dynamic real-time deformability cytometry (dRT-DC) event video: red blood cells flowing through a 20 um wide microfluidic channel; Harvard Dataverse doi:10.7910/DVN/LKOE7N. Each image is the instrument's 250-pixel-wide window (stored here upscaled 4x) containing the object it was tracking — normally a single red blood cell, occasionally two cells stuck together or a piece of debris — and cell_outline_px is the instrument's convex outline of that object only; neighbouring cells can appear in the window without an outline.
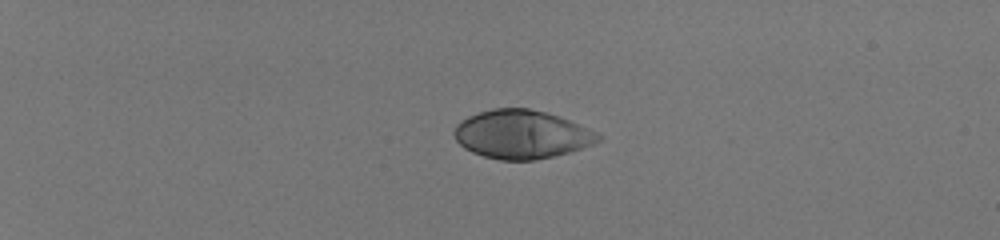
{"species": "human", "species_latin": "Homo sapiens", "temperature_condition": "room temperature", "stored_images_in_passage": 40, "camera_frame_rate_fps": 3000, "um_per_image_px": 0.085, "donor": {"sex": "male"}, "frame": {"image": 1, "passage_image": 1, "time_ms": 0.0, "image_size_px": [1000, 240], "cell_outline_px": [[604, 136], [600, 140], [592, 144], [568, 152], [536, 160], [500, 160], [484, 156], [472, 152], [464, 148], [456, 140], [452, 132], [456, 124], [460, 120], [468, 116], [492, 108], [528, 108], [548, 112], [560, 116], [588, 128]], "centroid_in_image_um": [44.32, 11.41], "position_along_channel_um": 40.7, "area_um2": 40.81}}
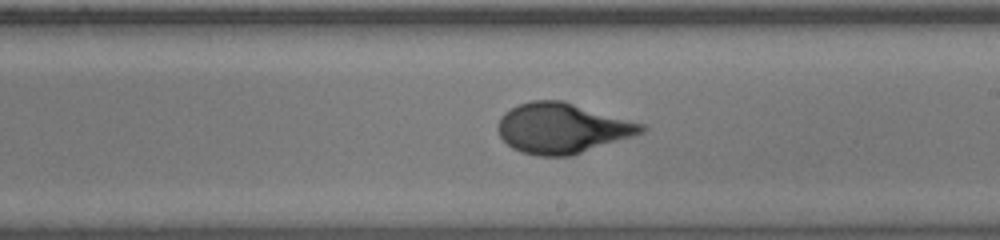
{"frame": {"image": 2, "passage_image": 23, "time_ms": 7.333, "image_size_px": [1000, 240], "cell_outline_px": [[648, 128], [644, 132], [572, 156], [540, 156], [520, 152], [512, 148], [500, 136], [496, 128], [500, 116], [504, 112], [520, 104], [532, 100], [564, 100], [644, 124]], "centroid_in_image_um": [47.77, 10.89], "position_along_channel_um": 241.2, "area_um2": 42.14}}
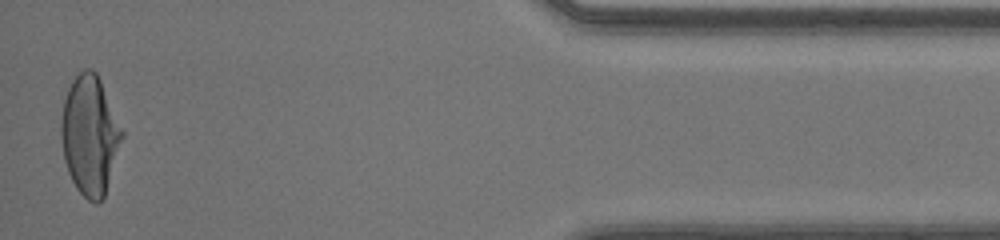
{"frame": {"image": 3, "passage_image": 40, "time_ms": 13.0, "image_size_px": [1000, 240], "cell_outline_px": [[124, 136], [104, 196], [96, 204], [88, 200], [76, 188], [68, 172], [64, 160], [60, 136], [60, 124], [64, 100], [68, 88], [72, 80], [84, 68], [92, 68], [96, 72], [100, 80], [124, 132]], "centroid_in_image_um": [7.63, 11.49], "position_along_channel_um": 427.6, "area_um2": 42.19}, "authors_computed_cell_mechanics": {"area_um2": 40.9513, "velocity_mm_per_s": 4.1442, "shape_relaxation_time_tau1_ms": 3.9497, "shape_relaxation_time_tau2_ms": null, "deformation_change_tau1": 0.224, "deformation_change_tau2": null}}